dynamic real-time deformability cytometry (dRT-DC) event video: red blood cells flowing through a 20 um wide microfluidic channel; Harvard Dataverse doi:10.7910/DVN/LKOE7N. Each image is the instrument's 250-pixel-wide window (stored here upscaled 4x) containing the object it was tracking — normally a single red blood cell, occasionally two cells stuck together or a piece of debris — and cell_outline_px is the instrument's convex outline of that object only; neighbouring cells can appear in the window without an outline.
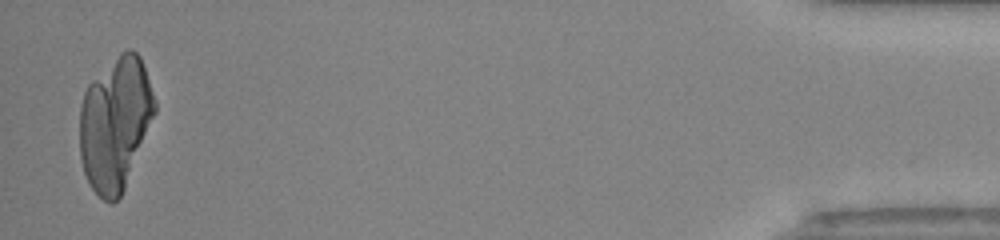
{"species": "human", "species_latin": "Homo sapiens", "temperature_condition": "room temperature", "stored_images_in_passage": 38, "camera_frame_rate_fps": 3000, "um_per_image_px": 0.085, "donor": {"sex": "male"}, "frame": {"image": 1, "passage_image": 37, "time_ms": 12.0, "image_size_px": [1000, 240], "cell_outline_px": [[156, 112], [124, 188], [120, 196], [112, 204], [108, 204], [88, 184], [80, 160], [80, 104], [84, 92], [88, 84], [120, 52], [128, 48], [132, 48], [140, 56], [156, 104]], "centroid_in_image_um": [9.77, 10.49], "position_along_channel_um": 425.4, "area_um2": 58.03}}